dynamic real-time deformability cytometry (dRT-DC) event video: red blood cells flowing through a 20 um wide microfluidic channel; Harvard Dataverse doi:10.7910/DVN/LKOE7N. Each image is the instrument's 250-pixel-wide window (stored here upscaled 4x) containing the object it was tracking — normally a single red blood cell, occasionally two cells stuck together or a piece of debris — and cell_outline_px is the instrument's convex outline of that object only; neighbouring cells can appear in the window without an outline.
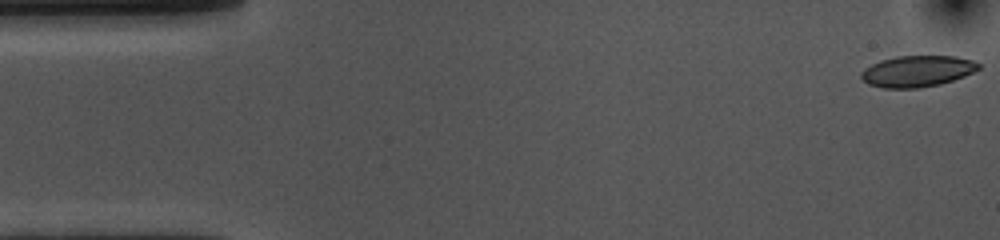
{"species": "common noctule bat (a hibernating species)", "species_latin": "Nyctalus noctula", "temperature_condition": "cold", "stored_images_in_passage": 54, "camera_frame_rate_fps": 3000, "um_per_image_px": 0.085, "animal": {"sex": "female", "body_mass_g": 10.0, "forearm_length_mm": 53.1}, "frame": {"image": 1, "passage_image": 1, "time_ms": 0.0, "image_size_px": [1000, 240], "cell_outline_px": [[980, 68], [964, 76], [940, 84], [920, 88], [884, 88], [868, 84], [860, 76], [860, 72], [864, 68], [880, 60], [896, 56], [956, 56], [972, 60], [980, 64]], "centroid_in_image_um": [77.94, 6.05], "position_along_channel_um": 7.1, "area_um2": 21.39}}
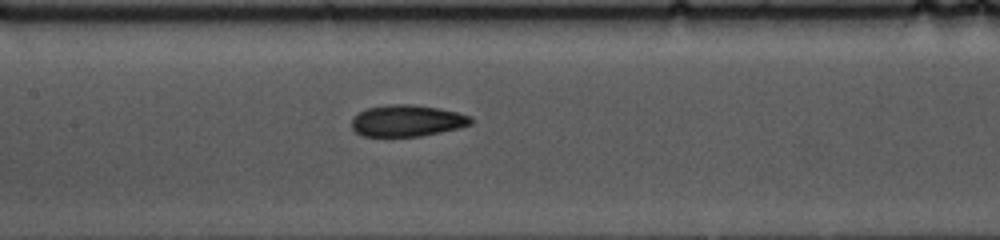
{"frame": {"image": 2, "passage_image": 24, "time_ms": 7.667, "image_size_px": [1000, 240], "cell_outline_px": [[472, 124], [460, 128], [420, 136], [360, 136], [352, 128], [352, 120], [360, 112], [368, 108], [388, 104], [412, 104], [436, 108], [456, 112], [472, 116]], "centroid_in_image_um": [34.61, 10.26], "position_along_channel_um": 172.8, "area_um2": 21.79}}
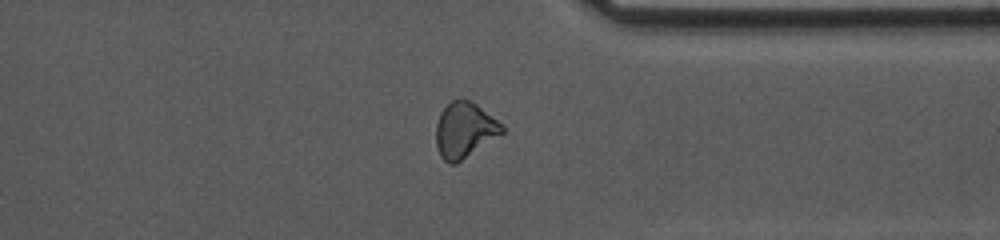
{"frame": {"image": 3, "passage_image": 41, "time_ms": 13.333, "image_size_px": [1000, 240], "cell_outline_px": [[504, 132], [456, 164], [448, 164], [440, 156], [436, 144], [436, 124], [440, 112], [452, 100], [468, 100], [476, 104], [496, 120], [504, 128]], "centroid_in_image_um": [39.45, 11.08], "position_along_channel_um": 372.0, "area_um2": 20.98}, "authors_computed_cell_mechanics": {"area_um2": 21.9062, "velocity_mm_per_s": 3.623, "shape_relaxation_time_tau1_ms": 6.3315, "shape_relaxation_time_tau2_ms": 2.9017, "deformation_change_tau1": 0.1412, "deformation_change_tau2": 0.0839}}